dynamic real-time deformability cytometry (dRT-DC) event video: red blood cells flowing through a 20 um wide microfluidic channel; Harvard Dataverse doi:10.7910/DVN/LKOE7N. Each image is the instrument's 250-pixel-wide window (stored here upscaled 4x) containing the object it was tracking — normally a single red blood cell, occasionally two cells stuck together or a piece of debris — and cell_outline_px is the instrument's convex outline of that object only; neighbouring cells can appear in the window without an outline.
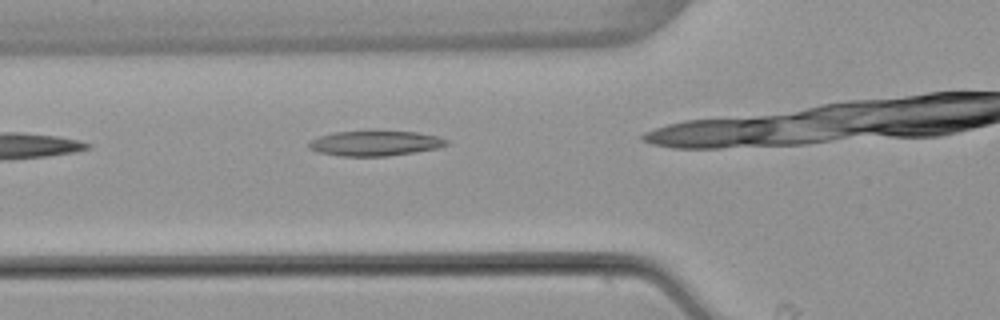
{"species": "common noctule bat (a hibernating species)", "species_latin": "Nyctalus noctula", "temperature_condition": "warm", "stored_images_in_passage": 4, "camera_frame_rate_fps": 3000, "um_per_image_px": 0.085, "animal": {"sex": "female", "body_mass_g": 22.7, "forearm_length_mm": 54.2}, "frame": {"image": 1, "passage_image": 3, "time_ms": 2.667, "image_size_px": [1000, 320], "cell_outline_px": [[448, 144], [440, 148], [388, 156], [340, 156], [316, 152], [308, 148], [308, 140], [320, 136], [336, 132], [372, 128], [376, 128], [416, 132], [436, 136], [448, 140]], "centroid_in_image_um": [31.85, 12.13], "position_along_channel_um": 93.9, "area_um2": 21.15}}